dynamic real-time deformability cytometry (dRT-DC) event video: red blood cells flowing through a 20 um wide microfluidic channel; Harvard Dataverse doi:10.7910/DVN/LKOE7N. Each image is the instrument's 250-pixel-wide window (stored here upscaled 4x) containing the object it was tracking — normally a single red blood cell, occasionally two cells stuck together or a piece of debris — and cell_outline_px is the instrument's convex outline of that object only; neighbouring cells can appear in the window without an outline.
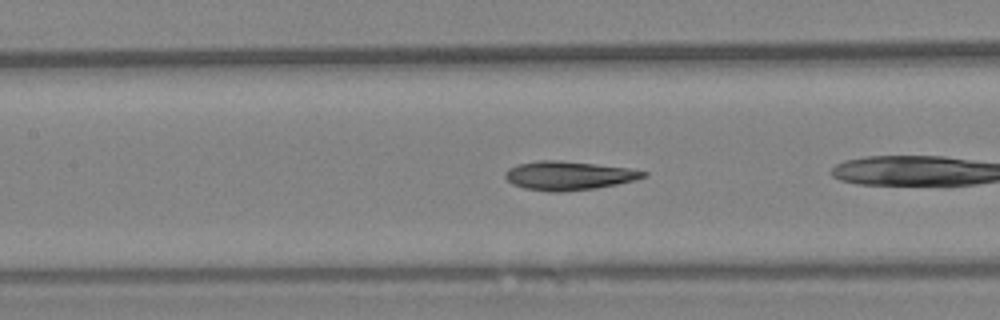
{"species": "Egyptian fruit bat (a non-hibernating species)", "species_latin": "Rousettus aegyptiacus", "temperature_condition": "warm", "stored_images_in_passage": 18, "camera_frame_rate_fps": 3000, "um_per_image_px": 0.085, "animal": {"sex": "female"}, "frame": {"image": 1, "passage_image": 8, "time_ms": 2.333, "image_size_px": [1000, 320], "cell_outline_px": [[648, 176], [636, 180], [596, 188], [564, 192], [548, 192], [524, 188], [512, 184], [504, 176], [504, 172], [508, 168], [516, 164], [540, 160], [560, 160], [596, 164], [628, 168], [648, 172]], "centroid_in_image_um": [48.31, 14.93], "position_along_channel_um": 159.1, "area_um2": 23.41}}